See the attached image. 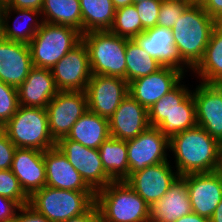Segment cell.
<instances>
[{
  "label": "cell",
  "mask_w": 222,
  "mask_h": 222,
  "mask_svg": "<svg viewBox=\"0 0 222 222\" xmlns=\"http://www.w3.org/2000/svg\"><path fill=\"white\" fill-rule=\"evenodd\" d=\"M88 110L85 91H58L47 104L48 127L57 143L67 137L72 126Z\"/></svg>",
  "instance_id": "cell-8"
},
{
  "label": "cell",
  "mask_w": 222,
  "mask_h": 222,
  "mask_svg": "<svg viewBox=\"0 0 222 222\" xmlns=\"http://www.w3.org/2000/svg\"><path fill=\"white\" fill-rule=\"evenodd\" d=\"M82 16V34L110 30L116 9L112 0H79Z\"/></svg>",
  "instance_id": "cell-28"
},
{
  "label": "cell",
  "mask_w": 222,
  "mask_h": 222,
  "mask_svg": "<svg viewBox=\"0 0 222 222\" xmlns=\"http://www.w3.org/2000/svg\"><path fill=\"white\" fill-rule=\"evenodd\" d=\"M82 41V33L65 25L43 22L29 43L32 65L52 69L69 51Z\"/></svg>",
  "instance_id": "cell-7"
},
{
  "label": "cell",
  "mask_w": 222,
  "mask_h": 222,
  "mask_svg": "<svg viewBox=\"0 0 222 222\" xmlns=\"http://www.w3.org/2000/svg\"><path fill=\"white\" fill-rule=\"evenodd\" d=\"M85 92L88 110L109 119L129 94L128 82L120 77L92 74Z\"/></svg>",
  "instance_id": "cell-10"
},
{
  "label": "cell",
  "mask_w": 222,
  "mask_h": 222,
  "mask_svg": "<svg viewBox=\"0 0 222 222\" xmlns=\"http://www.w3.org/2000/svg\"><path fill=\"white\" fill-rule=\"evenodd\" d=\"M20 106L46 108L58 93L51 69L32 67L17 88Z\"/></svg>",
  "instance_id": "cell-23"
},
{
  "label": "cell",
  "mask_w": 222,
  "mask_h": 222,
  "mask_svg": "<svg viewBox=\"0 0 222 222\" xmlns=\"http://www.w3.org/2000/svg\"><path fill=\"white\" fill-rule=\"evenodd\" d=\"M141 1H143V0H132V4H136V3L141 2Z\"/></svg>",
  "instance_id": "cell-52"
},
{
  "label": "cell",
  "mask_w": 222,
  "mask_h": 222,
  "mask_svg": "<svg viewBox=\"0 0 222 222\" xmlns=\"http://www.w3.org/2000/svg\"><path fill=\"white\" fill-rule=\"evenodd\" d=\"M100 222H149L150 206L124 180L95 192Z\"/></svg>",
  "instance_id": "cell-3"
},
{
  "label": "cell",
  "mask_w": 222,
  "mask_h": 222,
  "mask_svg": "<svg viewBox=\"0 0 222 222\" xmlns=\"http://www.w3.org/2000/svg\"><path fill=\"white\" fill-rule=\"evenodd\" d=\"M219 144H220V146L222 148V138L219 140Z\"/></svg>",
  "instance_id": "cell-53"
},
{
  "label": "cell",
  "mask_w": 222,
  "mask_h": 222,
  "mask_svg": "<svg viewBox=\"0 0 222 222\" xmlns=\"http://www.w3.org/2000/svg\"><path fill=\"white\" fill-rule=\"evenodd\" d=\"M105 172L114 180L129 177L128 151L126 141L109 137L98 149Z\"/></svg>",
  "instance_id": "cell-27"
},
{
  "label": "cell",
  "mask_w": 222,
  "mask_h": 222,
  "mask_svg": "<svg viewBox=\"0 0 222 222\" xmlns=\"http://www.w3.org/2000/svg\"><path fill=\"white\" fill-rule=\"evenodd\" d=\"M217 24L202 5L191 4L171 28L174 46L189 69L193 70L202 60Z\"/></svg>",
  "instance_id": "cell-2"
},
{
  "label": "cell",
  "mask_w": 222,
  "mask_h": 222,
  "mask_svg": "<svg viewBox=\"0 0 222 222\" xmlns=\"http://www.w3.org/2000/svg\"><path fill=\"white\" fill-rule=\"evenodd\" d=\"M56 146L94 192L114 181L105 172L98 149L87 148L67 137L61 138Z\"/></svg>",
  "instance_id": "cell-9"
},
{
  "label": "cell",
  "mask_w": 222,
  "mask_h": 222,
  "mask_svg": "<svg viewBox=\"0 0 222 222\" xmlns=\"http://www.w3.org/2000/svg\"><path fill=\"white\" fill-rule=\"evenodd\" d=\"M11 171L18 179L24 193L30 197L46 186L44 151L31 148H16Z\"/></svg>",
  "instance_id": "cell-18"
},
{
  "label": "cell",
  "mask_w": 222,
  "mask_h": 222,
  "mask_svg": "<svg viewBox=\"0 0 222 222\" xmlns=\"http://www.w3.org/2000/svg\"><path fill=\"white\" fill-rule=\"evenodd\" d=\"M41 14L43 22L71 26L82 33L79 0H44Z\"/></svg>",
  "instance_id": "cell-29"
},
{
  "label": "cell",
  "mask_w": 222,
  "mask_h": 222,
  "mask_svg": "<svg viewBox=\"0 0 222 222\" xmlns=\"http://www.w3.org/2000/svg\"><path fill=\"white\" fill-rule=\"evenodd\" d=\"M12 222H50L44 215L36 212L31 206H20Z\"/></svg>",
  "instance_id": "cell-39"
},
{
  "label": "cell",
  "mask_w": 222,
  "mask_h": 222,
  "mask_svg": "<svg viewBox=\"0 0 222 222\" xmlns=\"http://www.w3.org/2000/svg\"><path fill=\"white\" fill-rule=\"evenodd\" d=\"M3 22H2V16L0 14V40L3 38V28H2Z\"/></svg>",
  "instance_id": "cell-48"
},
{
  "label": "cell",
  "mask_w": 222,
  "mask_h": 222,
  "mask_svg": "<svg viewBox=\"0 0 222 222\" xmlns=\"http://www.w3.org/2000/svg\"><path fill=\"white\" fill-rule=\"evenodd\" d=\"M175 222H210V219L191 212L185 216L180 217Z\"/></svg>",
  "instance_id": "cell-44"
},
{
  "label": "cell",
  "mask_w": 222,
  "mask_h": 222,
  "mask_svg": "<svg viewBox=\"0 0 222 222\" xmlns=\"http://www.w3.org/2000/svg\"><path fill=\"white\" fill-rule=\"evenodd\" d=\"M181 82L170 92L148 109V119L151 127H157L168 115L192 93Z\"/></svg>",
  "instance_id": "cell-32"
},
{
  "label": "cell",
  "mask_w": 222,
  "mask_h": 222,
  "mask_svg": "<svg viewBox=\"0 0 222 222\" xmlns=\"http://www.w3.org/2000/svg\"><path fill=\"white\" fill-rule=\"evenodd\" d=\"M164 1L184 2V3H189L190 4V0H164Z\"/></svg>",
  "instance_id": "cell-49"
},
{
  "label": "cell",
  "mask_w": 222,
  "mask_h": 222,
  "mask_svg": "<svg viewBox=\"0 0 222 222\" xmlns=\"http://www.w3.org/2000/svg\"><path fill=\"white\" fill-rule=\"evenodd\" d=\"M195 126H197L196 106L191 93L157 128L170 140L179 132L194 128Z\"/></svg>",
  "instance_id": "cell-31"
},
{
  "label": "cell",
  "mask_w": 222,
  "mask_h": 222,
  "mask_svg": "<svg viewBox=\"0 0 222 222\" xmlns=\"http://www.w3.org/2000/svg\"><path fill=\"white\" fill-rule=\"evenodd\" d=\"M169 147L178 175L216 172L222 166L219 141L200 126L179 132L169 140Z\"/></svg>",
  "instance_id": "cell-1"
},
{
  "label": "cell",
  "mask_w": 222,
  "mask_h": 222,
  "mask_svg": "<svg viewBox=\"0 0 222 222\" xmlns=\"http://www.w3.org/2000/svg\"><path fill=\"white\" fill-rule=\"evenodd\" d=\"M63 222H100L99 212L96 205H94L87 213Z\"/></svg>",
  "instance_id": "cell-43"
},
{
  "label": "cell",
  "mask_w": 222,
  "mask_h": 222,
  "mask_svg": "<svg viewBox=\"0 0 222 222\" xmlns=\"http://www.w3.org/2000/svg\"><path fill=\"white\" fill-rule=\"evenodd\" d=\"M32 67L29 44L0 40V81L18 88Z\"/></svg>",
  "instance_id": "cell-19"
},
{
  "label": "cell",
  "mask_w": 222,
  "mask_h": 222,
  "mask_svg": "<svg viewBox=\"0 0 222 222\" xmlns=\"http://www.w3.org/2000/svg\"><path fill=\"white\" fill-rule=\"evenodd\" d=\"M186 186L192 212L210 219L222 200L221 172L186 174Z\"/></svg>",
  "instance_id": "cell-14"
},
{
  "label": "cell",
  "mask_w": 222,
  "mask_h": 222,
  "mask_svg": "<svg viewBox=\"0 0 222 222\" xmlns=\"http://www.w3.org/2000/svg\"><path fill=\"white\" fill-rule=\"evenodd\" d=\"M115 9L125 7L132 4V0H112Z\"/></svg>",
  "instance_id": "cell-46"
},
{
  "label": "cell",
  "mask_w": 222,
  "mask_h": 222,
  "mask_svg": "<svg viewBox=\"0 0 222 222\" xmlns=\"http://www.w3.org/2000/svg\"><path fill=\"white\" fill-rule=\"evenodd\" d=\"M0 196L15 201L19 206L29 203V197L22 190L11 169L0 170Z\"/></svg>",
  "instance_id": "cell-34"
},
{
  "label": "cell",
  "mask_w": 222,
  "mask_h": 222,
  "mask_svg": "<svg viewBox=\"0 0 222 222\" xmlns=\"http://www.w3.org/2000/svg\"><path fill=\"white\" fill-rule=\"evenodd\" d=\"M184 73L177 68L163 66L148 76L129 82V95L149 109L183 80Z\"/></svg>",
  "instance_id": "cell-13"
},
{
  "label": "cell",
  "mask_w": 222,
  "mask_h": 222,
  "mask_svg": "<svg viewBox=\"0 0 222 222\" xmlns=\"http://www.w3.org/2000/svg\"><path fill=\"white\" fill-rule=\"evenodd\" d=\"M59 91H85L92 76L89 54L81 41L51 69Z\"/></svg>",
  "instance_id": "cell-12"
},
{
  "label": "cell",
  "mask_w": 222,
  "mask_h": 222,
  "mask_svg": "<svg viewBox=\"0 0 222 222\" xmlns=\"http://www.w3.org/2000/svg\"><path fill=\"white\" fill-rule=\"evenodd\" d=\"M129 176L148 166L168 161L169 139L157 127H149L134 139L126 141Z\"/></svg>",
  "instance_id": "cell-11"
},
{
  "label": "cell",
  "mask_w": 222,
  "mask_h": 222,
  "mask_svg": "<svg viewBox=\"0 0 222 222\" xmlns=\"http://www.w3.org/2000/svg\"><path fill=\"white\" fill-rule=\"evenodd\" d=\"M28 205L50 222H63L87 213L95 205V192L44 186L29 197Z\"/></svg>",
  "instance_id": "cell-4"
},
{
  "label": "cell",
  "mask_w": 222,
  "mask_h": 222,
  "mask_svg": "<svg viewBox=\"0 0 222 222\" xmlns=\"http://www.w3.org/2000/svg\"><path fill=\"white\" fill-rule=\"evenodd\" d=\"M109 31L128 39H134L143 33V26L134 4L116 9Z\"/></svg>",
  "instance_id": "cell-33"
},
{
  "label": "cell",
  "mask_w": 222,
  "mask_h": 222,
  "mask_svg": "<svg viewBox=\"0 0 222 222\" xmlns=\"http://www.w3.org/2000/svg\"><path fill=\"white\" fill-rule=\"evenodd\" d=\"M169 162L148 166L132 173L125 182L151 206L168 191L171 183L178 176Z\"/></svg>",
  "instance_id": "cell-16"
},
{
  "label": "cell",
  "mask_w": 222,
  "mask_h": 222,
  "mask_svg": "<svg viewBox=\"0 0 222 222\" xmlns=\"http://www.w3.org/2000/svg\"><path fill=\"white\" fill-rule=\"evenodd\" d=\"M192 94L197 126L219 141L222 138V84L200 81Z\"/></svg>",
  "instance_id": "cell-15"
},
{
  "label": "cell",
  "mask_w": 222,
  "mask_h": 222,
  "mask_svg": "<svg viewBox=\"0 0 222 222\" xmlns=\"http://www.w3.org/2000/svg\"><path fill=\"white\" fill-rule=\"evenodd\" d=\"M189 5L184 2L162 0L157 25L171 29Z\"/></svg>",
  "instance_id": "cell-36"
},
{
  "label": "cell",
  "mask_w": 222,
  "mask_h": 222,
  "mask_svg": "<svg viewBox=\"0 0 222 222\" xmlns=\"http://www.w3.org/2000/svg\"><path fill=\"white\" fill-rule=\"evenodd\" d=\"M4 132L3 125L0 123V135Z\"/></svg>",
  "instance_id": "cell-51"
},
{
  "label": "cell",
  "mask_w": 222,
  "mask_h": 222,
  "mask_svg": "<svg viewBox=\"0 0 222 222\" xmlns=\"http://www.w3.org/2000/svg\"><path fill=\"white\" fill-rule=\"evenodd\" d=\"M191 212L186 175H178L168 191L150 206L149 222H175Z\"/></svg>",
  "instance_id": "cell-20"
},
{
  "label": "cell",
  "mask_w": 222,
  "mask_h": 222,
  "mask_svg": "<svg viewBox=\"0 0 222 222\" xmlns=\"http://www.w3.org/2000/svg\"><path fill=\"white\" fill-rule=\"evenodd\" d=\"M150 127L148 109L127 95L109 118L110 136L128 141Z\"/></svg>",
  "instance_id": "cell-17"
},
{
  "label": "cell",
  "mask_w": 222,
  "mask_h": 222,
  "mask_svg": "<svg viewBox=\"0 0 222 222\" xmlns=\"http://www.w3.org/2000/svg\"><path fill=\"white\" fill-rule=\"evenodd\" d=\"M203 9L217 23H222V0H206Z\"/></svg>",
  "instance_id": "cell-42"
},
{
  "label": "cell",
  "mask_w": 222,
  "mask_h": 222,
  "mask_svg": "<svg viewBox=\"0 0 222 222\" xmlns=\"http://www.w3.org/2000/svg\"><path fill=\"white\" fill-rule=\"evenodd\" d=\"M128 40L109 30L82 34V41L89 54L91 73L126 80V44Z\"/></svg>",
  "instance_id": "cell-5"
},
{
  "label": "cell",
  "mask_w": 222,
  "mask_h": 222,
  "mask_svg": "<svg viewBox=\"0 0 222 222\" xmlns=\"http://www.w3.org/2000/svg\"><path fill=\"white\" fill-rule=\"evenodd\" d=\"M206 0H190L191 4L202 5Z\"/></svg>",
  "instance_id": "cell-47"
},
{
  "label": "cell",
  "mask_w": 222,
  "mask_h": 222,
  "mask_svg": "<svg viewBox=\"0 0 222 222\" xmlns=\"http://www.w3.org/2000/svg\"><path fill=\"white\" fill-rule=\"evenodd\" d=\"M210 222H222V200L210 218Z\"/></svg>",
  "instance_id": "cell-45"
},
{
  "label": "cell",
  "mask_w": 222,
  "mask_h": 222,
  "mask_svg": "<svg viewBox=\"0 0 222 222\" xmlns=\"http://www.w3.org/2000/svg\"><path fill=\"white\" fill-rule=\"evenodd\" d=\"M163 65L148 53L134 39L126 44V81L129 83L143 76H148Z\"/></svg>",
  "instance_id": "cell-30"
},
{
  "label": "cell",
  "mask_w": 222,
  "mask_h": 222,
  "mask_svg": "<svg viewBox=\"0 0 222 222\" xmlns=\"http://www.w3.org/2000/svg\"><path fill=\"white\" fill-rule=\"evenodd\" d=\"M16 146L9 140L3 132L0 135V170L11 169Z\"/></svg>",
  "instance_id": "cell-38"
},
{
  "label": "cell",
  "mask_w": 222,
  "mask_h": 222,
  "mask_svg": "<svg viewBox=\"0 0 222 222\" xmlns=\"http://www.w3.org/2000/svg\"><path fill=\"white\" fill-rule=\"evenodd\" d=\"M9 0H0V5L6 4Z\"/></svg>",
  "instance_id": "cell-50"
},
{
  "label": "cell",
  "mask_w": 222,
  "mask_h": 222,
  "mask_svg": "<svg viewBox=\"0 0 222 222\" xmlns=\"http://www.w3.org/2000/svg\"><path fill=\"white\" fill-rule=\"evenodd\" d=\"M110 137L109 119L87 110L72 126L67 138L83 146L99 149Z\"/></svg>",
  "instance_id": "cell-25"
},
{
  "label": "cell",
  "mask_w": 222,
  "mask_h": 222,
  "mask_svg": "<svg viewBox=\"0 0 222 222\" xmlns=\"http://www.w3.org/2000/svg\"><path fill=\"white\" fill-rule=\"evenodd\" d=\"M162 0H143L134 4L143 26V32L157 26Z\"/></svg>",
  "instance_id": "cell-37"
},
{
  "label": "cell",
  "mask_w": 222,
  "mask_h": 222,
  "mask_svg": "<svg viewBox=\"0 0 222 222\" xmlns=\"http://www.w3.org/2000/svg\"><path fill=\"white\" fill-rule=\"evenodd\" d=\"M44 0H9L0 7H11L16 9H32L41 11Z\"/></svg>",
  "instance_id": "cell-41"
},
{
  "label": "cell",
  "mask_w": 222,
  "mask_h": 222,
  "mask_svg": "<svg viewBox=\"0 0 222 222\" xmlns=\"http://www.w3.org/2000/svg\"><path fill=\"white\" fill-rule=\"evenodd\" d=\"M19 205L4 196H0V222H12Z\"/></svg>",
  "instance_id": "cell-40"
},
{
  "label": "cell",
  "mask_w": 222,
  "mask_h": 222,
  "mask_svg": "<svg viewBox=\"0 0 222 222\" xmlns=\"http://www.w3.org/2000/svg\"><path fill=\"white\" fill-rule=\"evenodd\" d=\"M11 12H14V13L16 12L17 14L15 22H13L14 23L13 26L8 24L10 23L9 19L11 17L10 14H12ZM0 14L2 16V22H3V25H2L3 38L6 40L29 44L30 41L35 36V34L37 33L38 29L43 24L41 11H37V10L0 7ZM21 17L23 18V20H25V23L27 22L26 24L22 23L23 20L21 22V19H22ZM39 17H41L40 22L37 19Z\"/></svg>",
  "instance_id": "cell-24"
},
{
  "label": "cell",
  "mask_w": 222,
  "mask_h": 222,
  "mask_svg": "<svg viewBox=\"0 0 222 222\" xmlns=\"http://www.w3.org/2000/svg\"><path fill=\"white\" fill-rule=\"evenodd\" d=\"M201 82L222 84V23L212 31L204 56L193 69Z\"/></svg>",
  "instance_id": "cell-26"
},
{
  "label": "cell",
  "mask_w": 222,
  "mask_h": 222,
  "mask_svg": "<svg viewBox=\"0 0 222 222\" xmlns=\"http://www.w3.org/2000/svg\"><path fill=\"white\" fill-rule=\"evenodd\" d=\"M3 130L17 148L46 151L56 146L49 131L46 108L19 105Z\"/></svg>",
  "instance_id": "cell-6"
},
{
  "label": "cell",
  "mask_w": 222,
  "mask_h": 222,
  "mask_svg": "<svg viewBox=\"0 0 222 222\" xmlns=\"http://www.w3.org/2000/svg\"><path fill=\"white\" fill-rule=\"evenodd\" d=\"M147 53L157 59L163 66H170L187 71L185 63L181 60L177 48L174 46V37L169 28L155 26L145 30L134 38Z\"/></svg>",
  "instance_id": "cell-21"
},
{
  "label": "cell",
  "mask_w": 222,
  "mask_h": 222,
  "mask_svg": "<svg viewBox=\"0 0 222 222\" xmlns=\"http://www.w3.org/2000/svg\"><path fill=\"white\" fill-rule=\"evenodd\" d=\"M46 186L73 191H93L57 146L44 151Z\"/></svg>",
  "instance_id": "cell-22"
},
{
  "label": "cell",
  "mask_w": 222,
  "mask_h": 222,
  "mask_svg": "<svg viewBox=\"0 0 222 222\" xmlns=\"http://www.w3.org/2000/svg\"><path fill=\"white\" fill-rule=\"evenodd\" d=\"M18 106L17 88L0 81V123L3 126L16 113Z\"/></svg>",
  "instance_id": "cell-35"
}]
</instances>
